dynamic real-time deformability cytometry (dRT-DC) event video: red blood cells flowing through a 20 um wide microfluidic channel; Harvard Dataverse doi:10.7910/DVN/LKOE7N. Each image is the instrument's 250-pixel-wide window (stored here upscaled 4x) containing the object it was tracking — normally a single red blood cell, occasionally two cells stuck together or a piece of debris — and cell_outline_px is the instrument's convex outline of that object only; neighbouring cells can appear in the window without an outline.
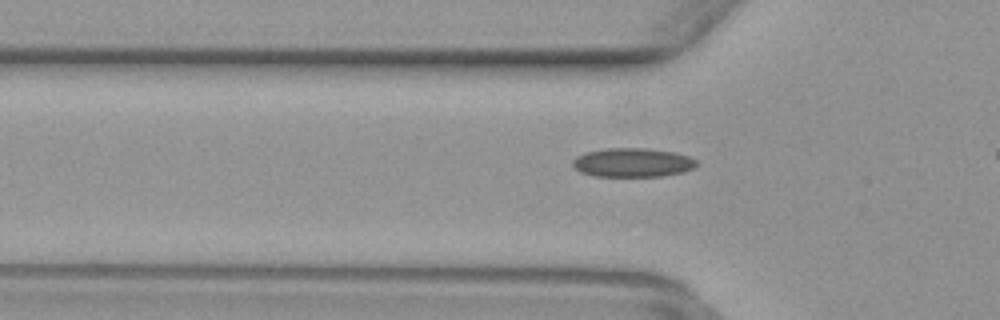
{"species": "common noctule bat (a hibernating species)", "species_latin": "Nyctalus noctula", "temperature_condition": "warm", "stored_images_in_passage": 12, "camera_frame_rate_fps": 3000, "um_per_image_px": 0.085, "animal": {"sex": "female", "body_mass_g": 29.2, "forearm_length_mm": 56.3}, "frame": {"image": 1, "passage_image": 9, "time_ms": 2.667, "image_size_px": [1000, 320], "cell_outline_px": [[696, 164], [692, 168], [684, 172], [660, 176], [592, 176], [580, 172], [572, 164], [572, 160], [576, 156], [584, 152], [604, 148], [648, 148], [676, 152], [688, 156], [696, 160]], "centroid_in_image_um": [53.73, 13.8], "position_along_channel_um": 72.1, "area_um2": 21.04}}